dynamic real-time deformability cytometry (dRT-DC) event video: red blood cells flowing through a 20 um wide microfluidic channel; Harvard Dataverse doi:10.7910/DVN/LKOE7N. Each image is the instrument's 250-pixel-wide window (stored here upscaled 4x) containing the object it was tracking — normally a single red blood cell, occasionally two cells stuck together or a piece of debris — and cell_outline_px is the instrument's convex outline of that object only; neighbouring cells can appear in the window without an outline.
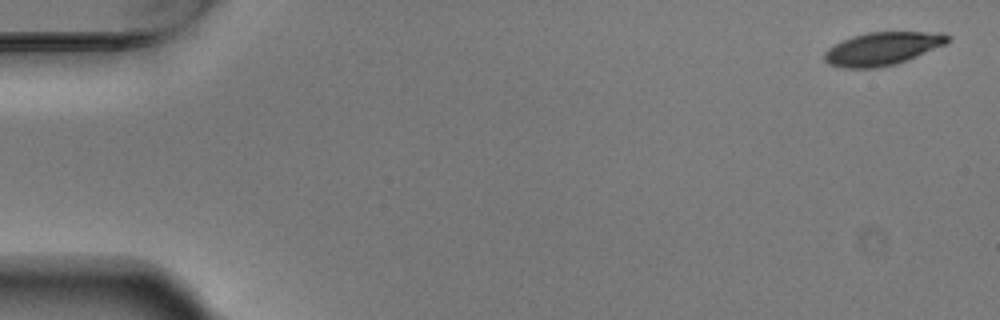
{"species": "Egyptian fruit bat (a non-hibernating species)", "species_latin": "Rousettus aegyptiacus", "temperature_condition": "warm", "stored_images_in_passage": 5, "camera_frame_rate_fps": 3000, "um_per_image_px": 0.085, "animal": {"sex": "male"}, "frame": {"image": 1, "passage_image": 1, "time_ms": 0.0, "image_size_px": [1000, 320], "cell_outline_px": [[952, 40], [944, 44], [896, 64], [876, 68], [840, 68], [828, 64], [824, 60], [824, 52], [828, 48], [852, 36], [868, 32], [940, 32], [952, 36]], "centroid_in_image_um": [74.99, 4.13], "position_along_channel_um": 10.0, "area_um2": 23.64}}
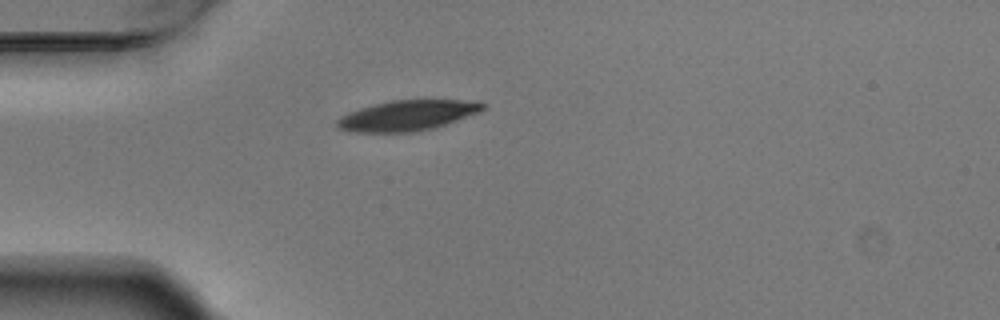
{"frame": {"image": 2, "passage_image": 5, "time_ms": 1.333, "image_size_px": [1000, 320], "cell_outline_px": [[484, 108], [480, 112], [436, 128], [412, 132], [356, 132], [336, 128], [336, 120], [340, 116], [348, 112], [360, 108], [392, 100], [480, 100], [484, 104]], "centroid_in_image_um": [34.65, 9.82], "position_along_channel_um": 50.4, "area_um2": 25.95}}